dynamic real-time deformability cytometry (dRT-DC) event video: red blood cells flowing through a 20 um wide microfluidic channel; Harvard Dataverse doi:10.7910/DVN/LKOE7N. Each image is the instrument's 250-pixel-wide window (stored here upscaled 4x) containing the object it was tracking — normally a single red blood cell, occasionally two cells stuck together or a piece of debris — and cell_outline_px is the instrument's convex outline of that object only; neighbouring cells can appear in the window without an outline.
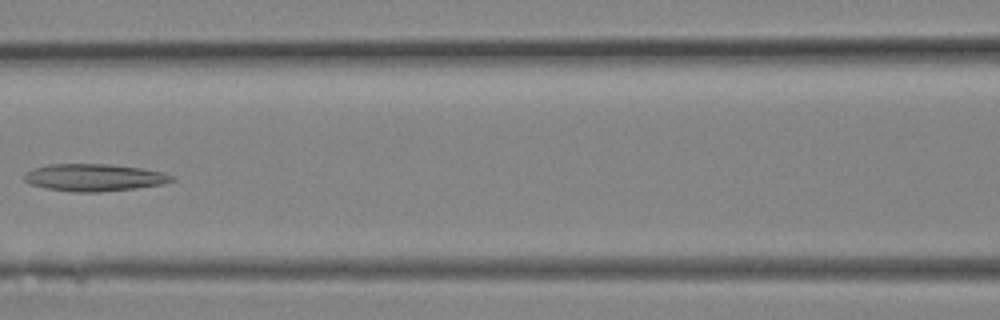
{"species": "Egyptian fruit bat (a non-hibernating species)", "species_latin": "Rousettus aegyptiacus", "temperature_condition": "room temperature", "stored_images_in_passage": 15, "camera_frame_rate_fps": 3000, "um_per_image_px": 0.085, "animal": {"sex": "female"}, "frame": {"image": 1, "passage_image": 11, "time_ms": 3.333, "image_size_px": [1000, 320], "cell_outline_px": [[176, 180], [164, 184], [100, 192], [72, 192], [48, 188], [32, 184], [24, 180], [24, 172], [48, 164], [108, 164], [140, 168], [160, 172], [176, 176]], "centroid_in_image_um": [8.02, 15.08], "position_along_channel_um": 158.6, "area_um2": 23.24}}
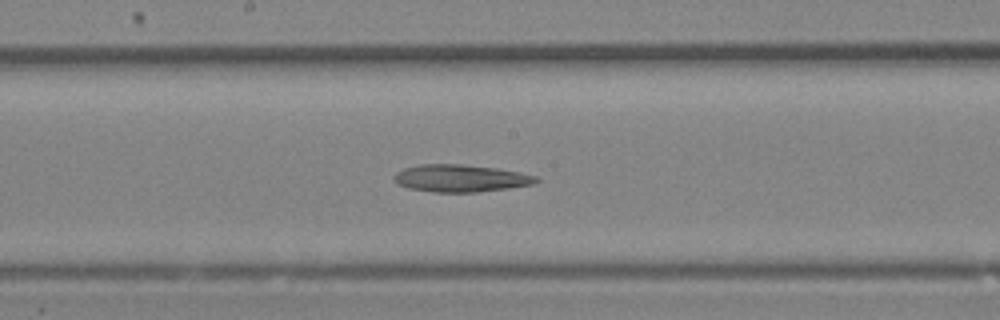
{"frame": {"image": 2, "passage_image": 13, "time_ms": 4.0, "image_size_px": [1000, 320], "cell_outline_px": [[540, 180], [532, 184], [508, 188], [476, 192], [432, 192], [408, 188], [396, 184], [392, 180], [392, 176], [396, 172], [404, 168], [420, 164], [460, 164], [496, 168], [520, 172], [536, 176]], "centroid_in_image_um": [39.09, 15.15], "position_along_channel_um": 209.1, "area_um2": 22.72}}
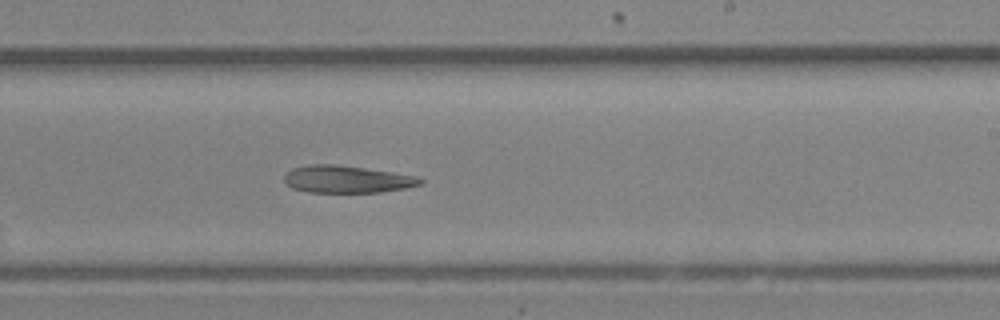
{"frame": {"image": 3, "passage_image": 15, "time_ms": 4.667, "image_size_px": [1000, 320], "cell_outline_px": [[424, 184], [404, 188], [380, 192], [308, 192], [292, 188], [284, 180], [284, 176], [292, 168], [312, 164], [332, 164], [364, 168], [392, 172], [416, 176], [424, 180]], "centroid_in_image_um": [29.5, 15.24], "position_along_channel_um": 259.5, "area_um2": 21.44}}